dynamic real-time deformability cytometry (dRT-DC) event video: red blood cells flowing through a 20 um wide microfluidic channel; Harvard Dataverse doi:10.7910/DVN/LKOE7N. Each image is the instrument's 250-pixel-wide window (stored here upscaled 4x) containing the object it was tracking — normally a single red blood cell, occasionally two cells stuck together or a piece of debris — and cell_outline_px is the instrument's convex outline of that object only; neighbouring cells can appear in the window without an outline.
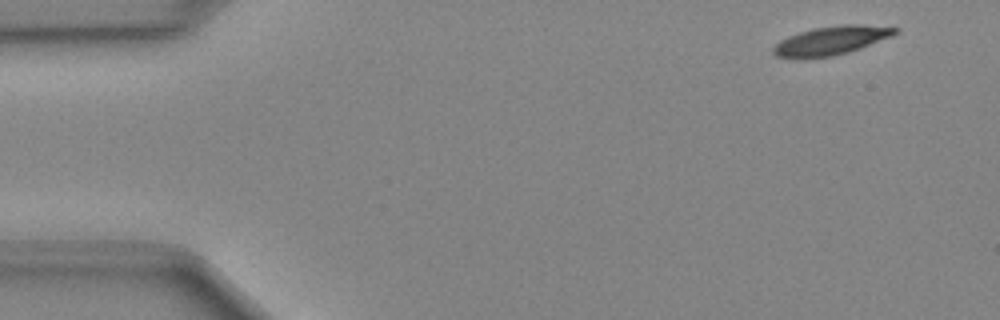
{"species": "Egyptian fruit bat (a non-hibernating species)", "species_latin": "Rousettus aegyptiacus", "temperature_condition": "cold", "stored_images_in_passage": 14, "camera_frame_rate_fps": 3000, "um_per_image_px": 0.085, "animal": {"sex": "female"}, "frame": {"image": 1, "passage_image": 3, "time_ms": 0.667, "image_size_px": [1000, 320], "cell_outline_px": [[900, 32], [892, 36], [860, 48], [848, 52], [832, 56], [776, 56], [772, 52], [772, 48], [780, 40], [788, 36], [812, 28], [844, 24], [864, 24], [900, 28]], "centroid_in_image_um": [70.73, 3.4], "position_along_channel_um": 14.3, "area_um2": 19.94}}